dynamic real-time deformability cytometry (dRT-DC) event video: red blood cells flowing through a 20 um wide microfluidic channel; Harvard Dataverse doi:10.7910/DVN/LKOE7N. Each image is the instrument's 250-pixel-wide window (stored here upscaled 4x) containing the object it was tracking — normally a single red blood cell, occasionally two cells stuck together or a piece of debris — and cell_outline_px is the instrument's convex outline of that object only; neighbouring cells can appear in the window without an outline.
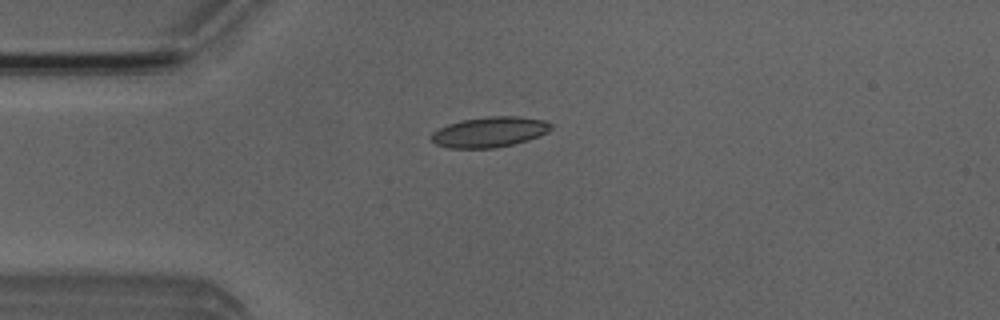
{"species": "Egyptian fruit bat (a non-hibernating species)", "species_latin": "Rousettus aegyptiacus", "temperature_condition": "room temperature", "stored_images_in_passage": 44, "camera_frame_rate_fps": 3000, "um_per_image_px": 0.085, "animal": {"sex": "male"}, "frame": {"image": 1, "passage_image": 5, "time_ms": 1.333, "image_size_px": [1000, 320], "cell_outline_px": [[552, 128], [548, 132], [540, 136], [528, 140], [512, 144], [492, 148], [448, 148], [436, 144], [432, 140], [432, 132], [448, 124], [460, 120], [484, 116], [516, 116], [544, 120], [552, 124]], "centroid_in_image_um": [41.62, 11.21], "position_along_channel_um": 43.4, "area_um2": 21.21}}
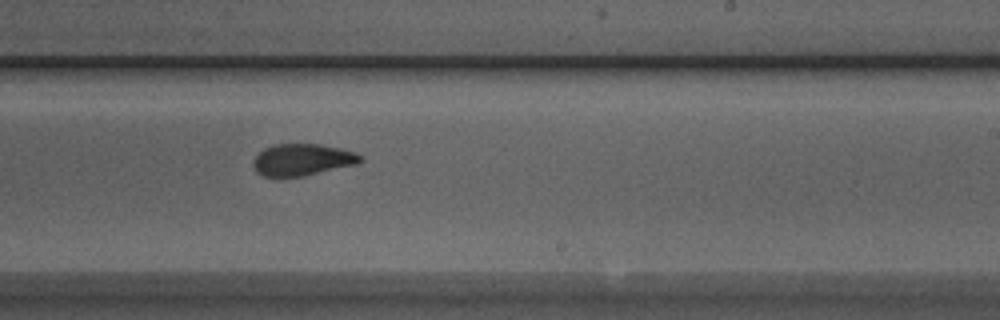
{"frame": {"image": 2, "passage_image": 23, "time_ms": 7.333, "image_size_px": [1000, 320], "cell_outline_px": [[364, 160], [356, 164], [304, 176], [264, 176], [256, 172], [252, 164], [252, 160], [264, 148], [272, 144], [320, 144], [340, 148], [356, 152], [364, 156]], "centroid_in_image_um": [25.71, 13.56], "position_along_channel_um": 263.3, "area_um2": 19.94}}
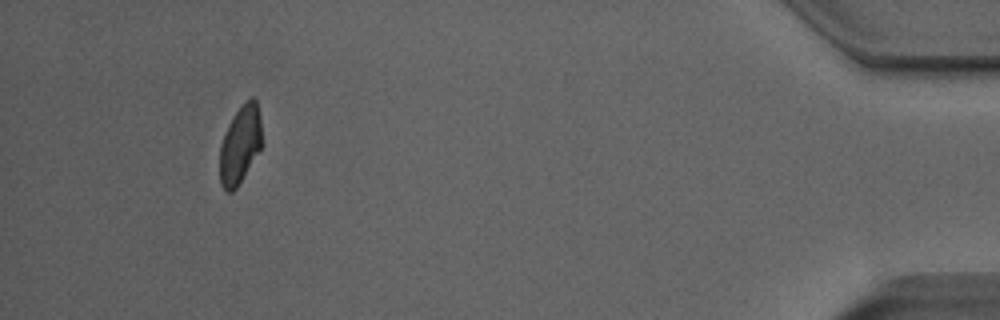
{"frame": {"image": 3, "passage_image": 40, "time_ms": 13.0, "image_size_px": [1000, 320], "cell_outline_px": [[264, 144], [236, 188], [232, 192], [228, 192], [220, 184], [220, 144], [228, 124], [232, 116], [244, 100], [248, 96], [252, 96], [256, 100], [260, 116], [264, 140]], "centroid_in_image_um": [20.44, 12.23], "position_along_channel_um": 414.8, "area_um2": 19.65}, "authors_computed_cell_mechanics": {"area_um2": 20.4323, "velocity_mm_per_s": 3.9631, "shape_relaxation_time_tau1_ms": 7.0882, "shape_relaxation_time_tau2_ms": 1.794, "deformation_change_tau1": 0.1706, "deformation_change_tau2": 0.0605}}